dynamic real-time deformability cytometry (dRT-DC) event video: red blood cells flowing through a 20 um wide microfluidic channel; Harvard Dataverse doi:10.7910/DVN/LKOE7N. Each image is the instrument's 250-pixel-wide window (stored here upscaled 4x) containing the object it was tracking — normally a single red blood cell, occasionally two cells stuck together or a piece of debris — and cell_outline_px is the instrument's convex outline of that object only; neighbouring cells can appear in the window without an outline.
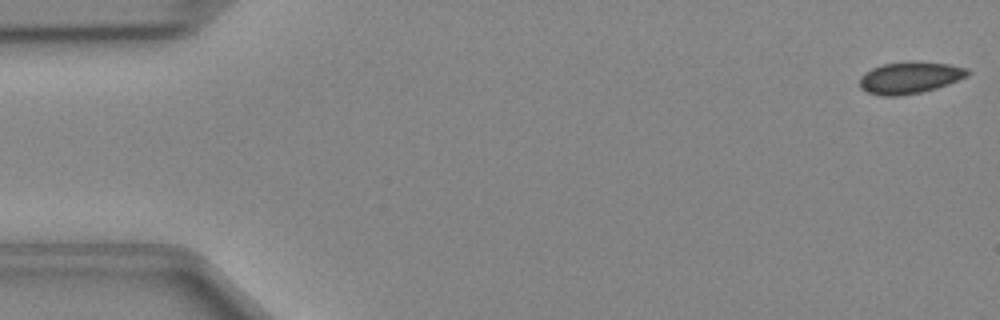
{"species": "Egyptian fruit bat (a non-hibernating species)", "species_latin": "Rousettus aegyptiacus", "temperature_condition": "cold", "stored_images_in_passage": 47, "camera_frame_rate_fps": 3000, "um_per_image_px": 0.085, "animal": {"sex": "female"}, "frame": {"image": 1, "passage_image": 1, "time_ms": 0.0, "image_size_px": [1000, 320], "cell_outline_px": [[972, 72], [968, 76], [948, 84], [936, 88], [920, 92], [896, 96], [884, 96], [868, 92], [860, 88], [860, 76], [872, 68], [884, 64], [908, 60], [916, 60], [948, 64], [968, 68]], "centroid_in_image_um": [77.36, 6.57], "position_along_channel_um": 7.6, "area_um2": 20.17}}
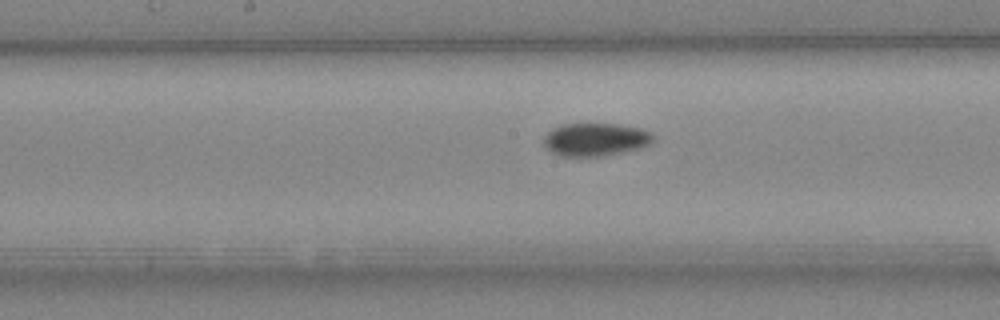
{"frame": {"image": 2, "passage_image": 24, "time_ms": 7.667, "image_size_px": [1000, 320], "cell_outline_px": [[656, 140], [652, 144], [640, 148], [604, 156], [560, 156], [552, 152], [544, 144], [544, 136], [552, 128], [564, 124], [616, 124], [640, 128], [652, 132], [656, 136]], "centroid_in_image_um": [50.68, 11.86], "position_along_channel_um": 197.5, "area_um2": 21.21}}
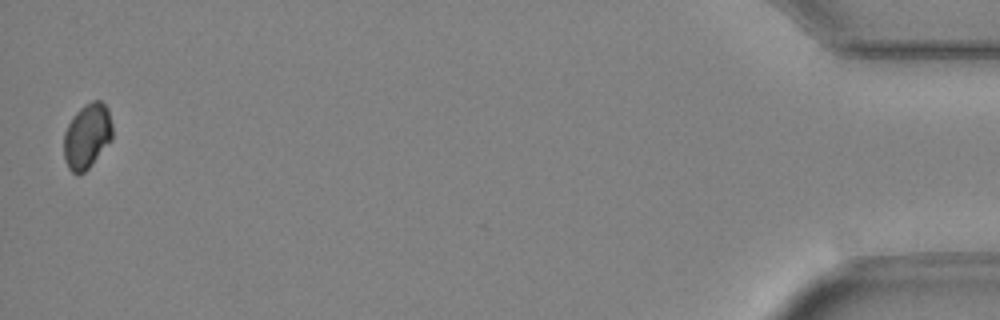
{"frame": {"image": 3, "passage_image": 47, "time_ms": 15.333, "image_size_px": [1000, 320], "cell_outline_px": [[112, 140], [92, 164], [84, 172], [72, 172], [68, 168], [64, 160], [64, 132], [72, 116], [84, 104], [92, 100], [100, 100], [108, 108], [112, 124]], "centroid_in_image_um": [7.4, 11.54], "position_along_channel_um": 427.8, "area_um2": 18.5}}